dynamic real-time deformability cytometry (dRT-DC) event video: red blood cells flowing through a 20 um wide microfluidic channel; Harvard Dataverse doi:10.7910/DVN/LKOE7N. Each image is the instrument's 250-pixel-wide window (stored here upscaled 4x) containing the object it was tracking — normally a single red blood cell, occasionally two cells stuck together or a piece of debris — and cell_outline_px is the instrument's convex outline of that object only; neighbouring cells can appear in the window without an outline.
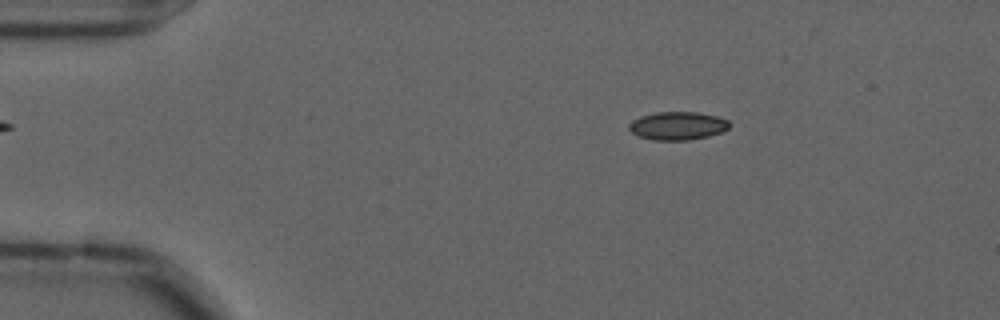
{"species": "common noctule bat (a hibernating species)", "species_latin": "Nyctalus noctula", "temperature_condition": "cold", "stored_images_in_passage": 49, "camera_frame_rate_fps": 3000, "um_per_image_px": 0.085, "animal": {"sex": "male", "forearm_length_mm": 52.5}, "frame": {"image": 1, "passage_image": 2, "time_ms": 0.333, "image_size_px": [1000, 320], "cell_outline_px": [[732, 124], [728, 128], [720, 132], [708, 136], [688, 140], [652, 140], [640, 136], [632, 132], [628, 128], [628, 124], [632, 120], [640, 116], [656, 112], [696, 112], [716, 116], [728, 120]], "centroid_in_image_um": [57.59, 10.69], "position_along_channel_um": 27.4, "area_um2": 16.47}}
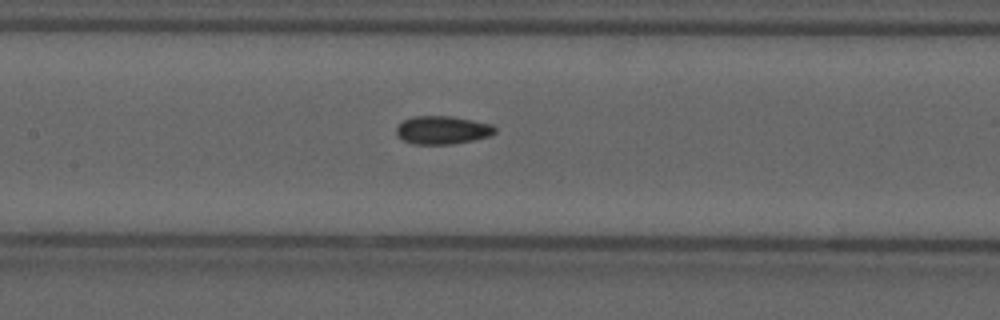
{"frame": {"image": 2, "passage_image": 19, "time_ms": 6.0, "image_size_px": [1000, 320], "cell_outline_px": [[496, 132], [492, 136], [452, 144], [412, 144], [396, 136], [396, 128], [404, 120], [412, 116], [452, 116], [492, 124], [496, 128]], "centroid_in_image_um": [37.62, 11.05], "position_along_channel_um": 169.8, "area_um2": 16.3}}
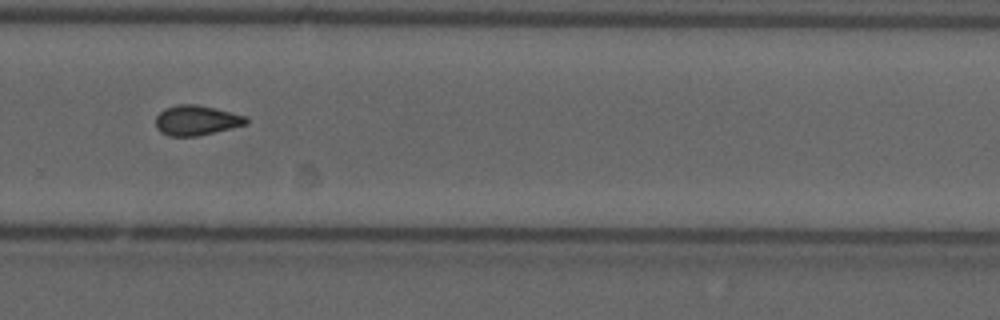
{"frame": {"image": 3, "passage_image": 31, "time_ms": 10.0, "image_size_px": [1000, 320], "cell_outline_px": [[248, 124], [196, 136], [168, 136], [160, 132], [156, 128], [156, 116], [164, 108], [176, 104], [196, 104], [248, 116]], "centroid_in_image_um": [16.68, 10.22], "position_along_channel_um": 313.1, "area_um2": 15.84}, "authors_computed_cell_mechanics": {"area_um2": 15.8372, "velocity_mm_per_s": 3.6091, "shape_relaxation_time_tau1_ms": null, "shape_relaxation_time_tau2_ms": 3.3928, "deformation_change_tau1": null, "deformation_change_tau2": 0.0864}}